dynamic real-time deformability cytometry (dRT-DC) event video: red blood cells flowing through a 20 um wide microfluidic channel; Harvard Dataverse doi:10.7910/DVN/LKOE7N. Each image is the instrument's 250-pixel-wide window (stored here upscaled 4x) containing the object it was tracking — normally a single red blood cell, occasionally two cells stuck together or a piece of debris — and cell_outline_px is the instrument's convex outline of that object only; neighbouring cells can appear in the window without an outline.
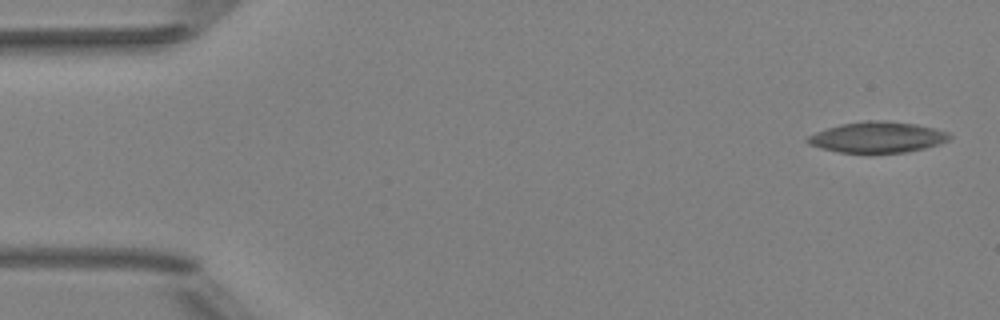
{"species": "Egyptian fruit bat (a non-hibernating species)", "species_latin": "Rousettus aegyptiacus", "temperature_condition": "room temperature", "stored_images_in_passage": 15, "camera_frame_rate_fps": 3000, "um_per_image_px": 0.085, "animal": {"sex": "female"}, "frame": {"image": 1, "passage_image": 1, "time_ms": 0.0, "image_size_px": [1000, 320], "cell_outline_px": [[952, 136], [948, 140], [940, 144], [924, 148], [904, 152], [840, 152], [820, 148], [808, 144], [804, 140], [808, 136], [816, 132], [840, 124], [868, 120], [884, 120], [916, 124], [948, 132]], "centroid_in_image_um": [74.56, 11.65], "position_along_channel_um": 10.4, "area_um2": 25.32}}
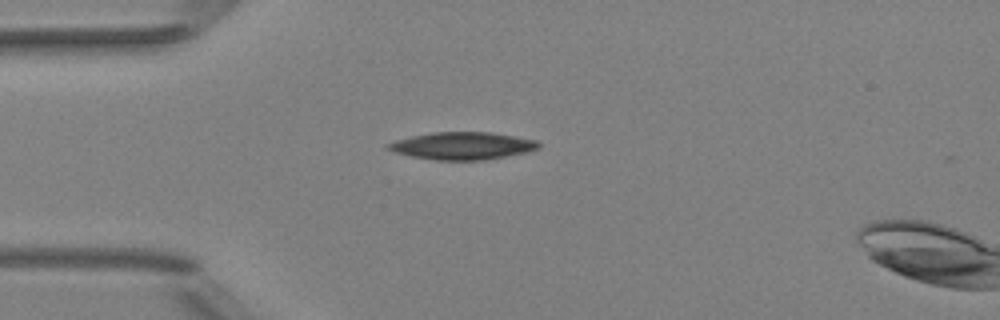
{"frame": {"image": 2, "passage_image": 13, "time_ms": 4.0, "image_size_px": [1000, 320], "cell_outline_px": [[540, 148], [524, 152], [504, 156], [480, 160], [436, 160], [412, 156], [396, 152], [384, 148], [384, 144], [396, 140], [412, 136], [432, 132], [492, 132], [536, 140], [540, 144]], "centroid_in_image_um": [39.26, 12.38], "position_along_channel_um": 45.7, "area_um2": 23.87}}